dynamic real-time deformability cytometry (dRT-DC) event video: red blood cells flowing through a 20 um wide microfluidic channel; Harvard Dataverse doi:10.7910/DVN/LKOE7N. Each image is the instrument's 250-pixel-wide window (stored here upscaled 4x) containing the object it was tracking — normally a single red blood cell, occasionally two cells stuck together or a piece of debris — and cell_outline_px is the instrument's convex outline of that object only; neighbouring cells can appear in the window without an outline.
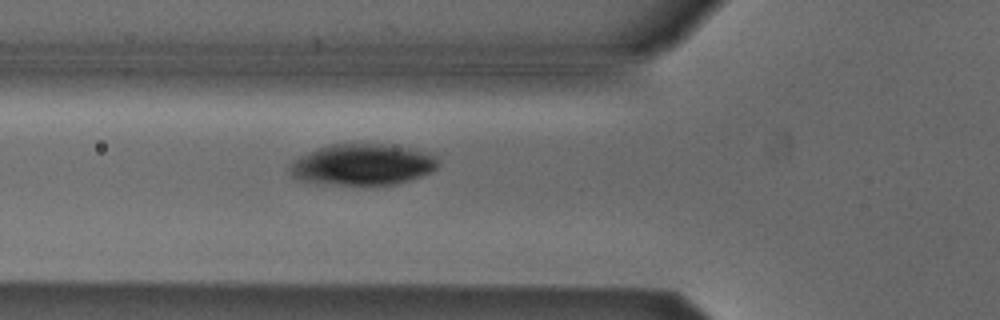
{"species": "Egyptian fruit bat (a non-hibernating species)", "species_latin": "Rousettus aegyptiacus", "temperature_condition": "cold", "stored_images_in_passage": 5, "camera_frame_rate_fps": 3000, "um_per_image_px": 0.085, "animal": {"sex": "male"}, "frame": {"image": 1, "passage_image": 5, "time_ms": 1.333, "image_size_px": [1000, 320], "cell_outline_px": [[440, 164], [432, 172], [412, 180], [396, 184], [324, 184], [296, 180], [292, 176], [288, 168], [300, 156], [320, 148], [332, 144], [388, 144], [436, 156], [440, 160]], "centroid_in_image_um": [30.82, 14.01], "position_along_channel_um": 95.0, "area_um2": 35.32}}